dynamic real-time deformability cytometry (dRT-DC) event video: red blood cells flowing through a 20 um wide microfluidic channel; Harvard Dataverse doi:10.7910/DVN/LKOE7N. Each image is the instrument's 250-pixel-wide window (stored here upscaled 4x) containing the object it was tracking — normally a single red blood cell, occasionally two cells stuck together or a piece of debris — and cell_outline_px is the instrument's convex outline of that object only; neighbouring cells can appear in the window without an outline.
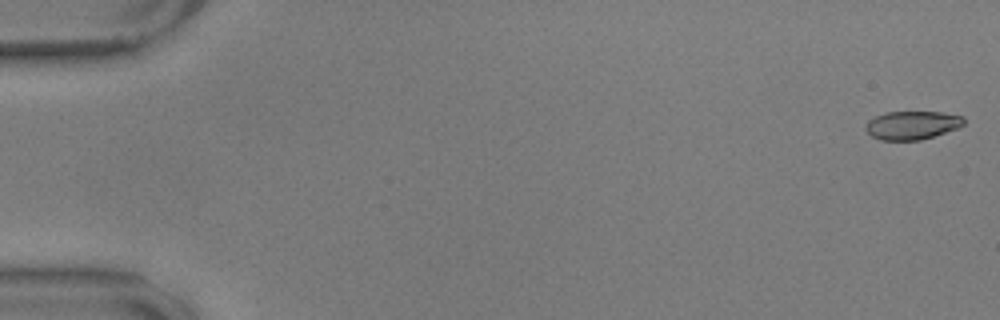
{"species": "common noctule bat (a hibernating species)", "species_latin": "Nyctalus noctula", "temperature_condition": "warm", "stored_images_in_passage": 57, "camera_frame_rate_fps": 3000, "um_per_image_px": 0.085, "animal": {"sex": "male", "body_mass_g": 17.9, "forearm_length_mm": 54.2}, "frame": {"image": 1, "passage_image": 1, "time_ms": 0.0, "image_size_px": [1000, 320], "cell_outline_px": [[964, 124], [956, 128], [920, 140], [880, 140], [872, 136], [868, 132], [868, 120], [884, 112], [940, 112], [964, 116]], "centroid_in_image_um": [77.54, 10.63], "position_along_channel_um": 7.5, "area_um2": 15.95}}
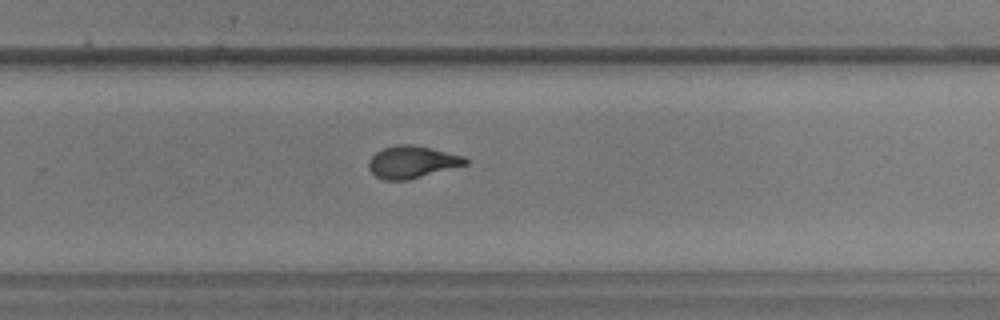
{"frame": {"image": 2, "passage_image": 38, "time_ms": 12.333, "image_size_px": [1000, 320], "cell_outline_px": [[468, 164], [408, 180], [384, 180], [376, 176], [368, 168], [368, 160], [376, 152], [384, 148], [396, 144], [412, 144], [432, 148], [464, 156], [468, 160]], "centroid_in_image_um": [35.02, 13.76], "position_along_channel_um": 294.8, "area_um2": 18.21}}
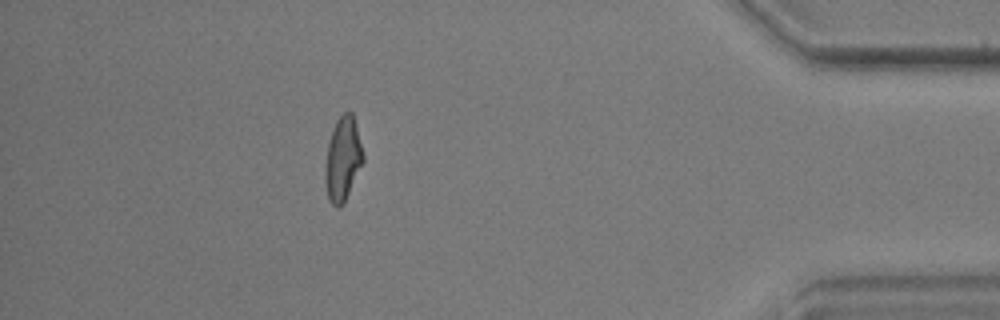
{"frame": {"image": 3, "passage_image": 51, "time_ms": 16.667, "image_size_px": [1000, 320], "cell_outline_px": [[364, 160], [344, 204], [340, 208], [336, 208], [328, 200], [324, 180], [324, 172], [328, 144], [332, 128], [336, 120], [344, 112], [352, 112], [356, 124], [364, 156]], "centroid_in_image_um": [29.12, 13.55], "position_along_channel_um": 406.1, "area_um2": 18.79}, "authors_computed_cell_mechanics": {"area_um2": 18.0914, "velocity_mm_per_s": 3.5651, "shape_relaxation_time_tau1_ms": 6.0656, "shape_relaxation_time_tau2_ms": 1.0762, "deformation_change_tau1": 0.1836, "deformation_change_tau2": 0.0785}}